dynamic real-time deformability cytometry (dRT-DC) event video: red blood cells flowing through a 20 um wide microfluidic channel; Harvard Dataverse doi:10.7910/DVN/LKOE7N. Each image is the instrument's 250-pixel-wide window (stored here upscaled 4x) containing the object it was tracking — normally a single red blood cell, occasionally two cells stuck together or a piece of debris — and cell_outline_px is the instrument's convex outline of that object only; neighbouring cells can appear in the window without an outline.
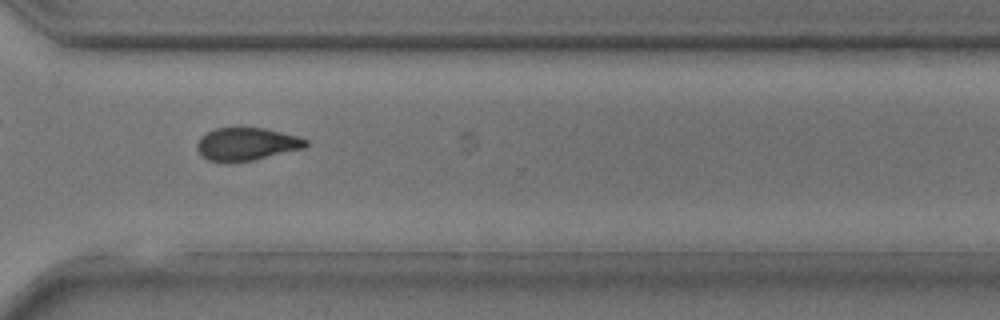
{"species": "common noctule bat (a hibernating species)", "species_latin": "Nyctalus noctula", "temperature_condition": "room temperature", "stored_images_in_passage": 32, "camera_frame_rate_fps": 3000, "um_per_image_px": 0.085, "animal": {"sex": "male", "body_mass_g": 17.9, "forearm_length_mm": 54.2}, "frame": {"image": 1, "passage_image": 23, "time_ms": 7.333, "image_size_px": [1000, 320], "cell_outline_px": [[308, 144], [304, 148], [252, 160], [228, 164], [208, 160], [200, 156], [196, 148], [196, 144], [200, 136], [216, 128], [264, 128], [300, 136], [308, 140]], "centroid_in_image_um": [20.92, 12.26], "position_along_channel_um": 349.7, "area_um2": 21.1}}
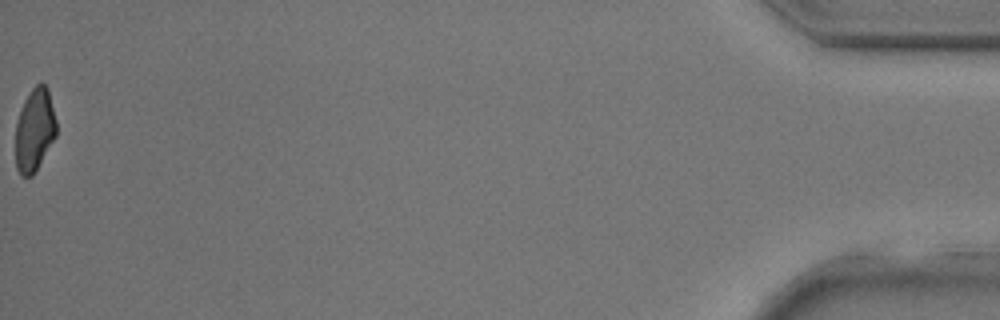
{"frame": {"image": 2, "passage_image": 32, "time_ms": 10.333, "image_size_px": [1000, 320], "cell_outline_px": [[56, 136], [32, 176], [20, 176], [16, 168], [16, 124], [20, 108], [24, 100], [32, 88], [36, 84], [44, 84], [48, 88], [56, 120]], "centroid_in_image_um": [2.93, 11.04], "position_along_channel_um": 432.3, "area_um2": 19.65}}